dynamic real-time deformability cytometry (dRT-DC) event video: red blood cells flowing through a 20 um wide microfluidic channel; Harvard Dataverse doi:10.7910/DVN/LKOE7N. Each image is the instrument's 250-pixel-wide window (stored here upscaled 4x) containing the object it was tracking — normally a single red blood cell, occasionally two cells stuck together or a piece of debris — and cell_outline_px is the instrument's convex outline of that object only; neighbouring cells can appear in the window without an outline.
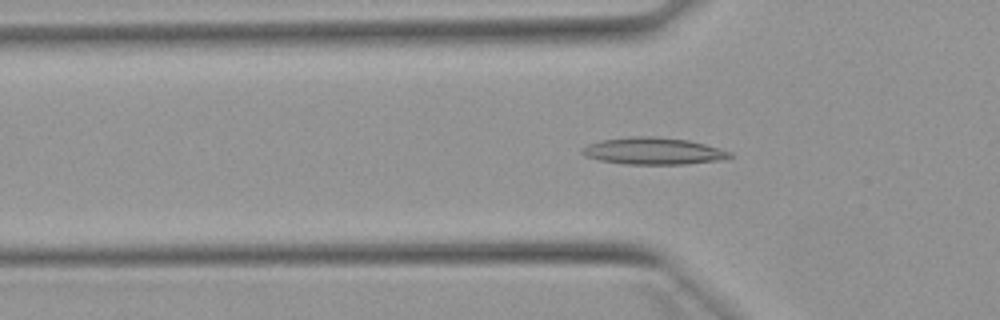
{"species": "Egyptian fruit bat (a non-hibernating species)", "species_latin": "Rousettus aegyptiacus", "temperature_condition": "warm", "stored_images_in_passage": 45, "camera_frame_rate_fps": 3000, "um_per_image_px": 0.085, "animal": {"sex": "female"}, "frame": {"image": 1, "passage_image": 9, "time_ms": 2.667, "image_size_px": [1000, 320], "cell_outline_px": [[732, 156], [720, 160], [688, 164], [624, 164], [600, 160], [584, 156], [580, 152], [580, 148], [588, 144], [600, 140], [628, 136], [656, 136], [688, 140], [704, 144], [732, 152]], "centroid_in_image_um": [55.48, 12.83], "position_along_channel_um": 70.3, "area_um2": 23.35}}
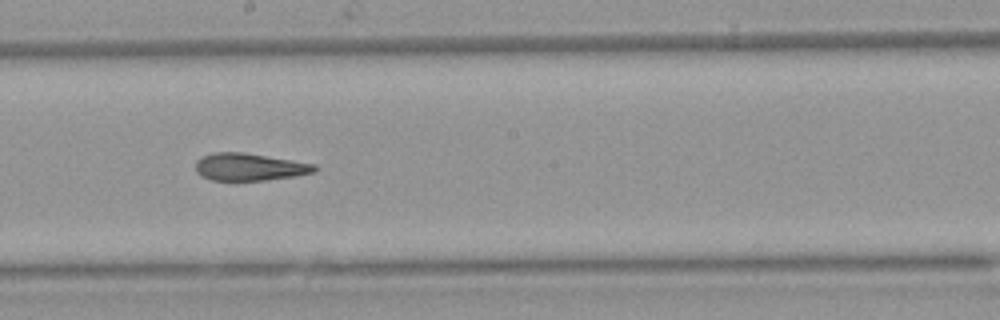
{"frame": {"image": 2, "passage_image": 21, "time_ms": 6.667, "image_size_px": [1000, 320], "cell_outline_px": [[320, 168], [316, 172], [292, 176], [264, 180], [212, 180], [200, 176], [196, 172], [196, 160], [200, 156], [212, 152], [244, 152], [316, 164]], "centroid_in_image_um": [21.19, 14.18], "position_along_channel_um": 227.0, "area_um2": 19.13}}
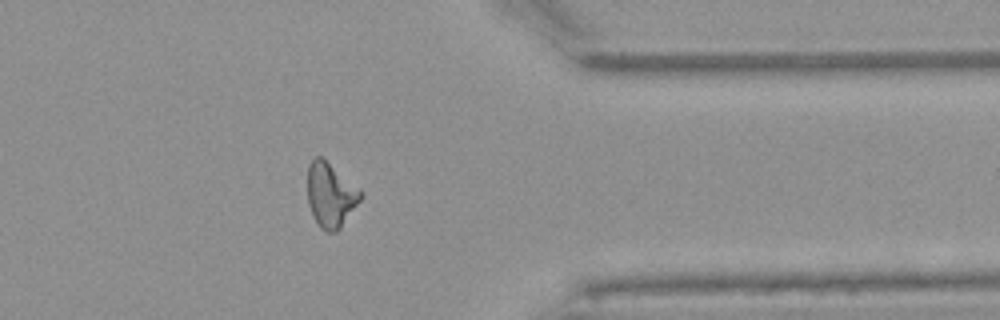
{"frame": {"image": 3, "passage_image": 34, "time_ms": 11.0, "image_size_px": [1000, 320], "cell_outline_px": [[364, 196], [340, 228], [336, 232], [328, 232], [320, 228], [312, 216], [308, 204], [308, 164], [316, 156], [320, 156], [360, 188], [364, 192]], "centroid_in_image_um": [28.11, 16.59], "position_along_channel_um": 383.3, "area_um2": 20.06}, "authors_computed_cell_mechanics": {"area_um2": 19.941, "velocity_mm_per_s": 3.9176, "shape_relaxation_time_tau1_ms": null, "shape_relaxation_time_tau2_ms": 3.2158, "deformation_change_tau1": null, "deformation_change_tau2": 0.1111}}